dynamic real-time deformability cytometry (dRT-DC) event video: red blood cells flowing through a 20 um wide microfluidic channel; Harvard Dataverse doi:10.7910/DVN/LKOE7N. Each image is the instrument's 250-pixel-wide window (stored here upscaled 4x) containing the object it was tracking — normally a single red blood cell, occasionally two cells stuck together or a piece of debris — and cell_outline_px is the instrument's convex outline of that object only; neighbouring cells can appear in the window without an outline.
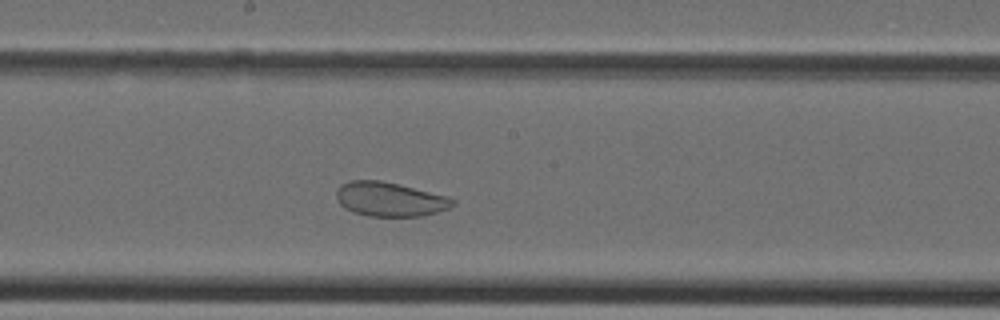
{"species": "Egyptian fruit bat (a non-hibernating species)", "species_latin": "Rousettus aegyptiacus", "temperature_condition": "cold", "stored_images_in_passage": 33, "camera_frame_rate_fps": 3000, "um_per_image_px": 0.085, "animal": {"sex": "female"}, "frame": {"image": 1, "passage_image": 15, "time_ms": 4.667, "image_size_px": [1000, 320], "cell_outline_px": [[456, 204], [448, 208], [436, 212], [420, 216], [368, 216], [352, 212], [344, 208], [340, 204], [336, 196], [336, 192], [340, 184], [348, 180], [380, 180], [448, 196], [456, 200]], "centroid_in_image_um": [33.11, 16.93], "position_along_channel_um": 215.1, "area_um2": 23.24}}